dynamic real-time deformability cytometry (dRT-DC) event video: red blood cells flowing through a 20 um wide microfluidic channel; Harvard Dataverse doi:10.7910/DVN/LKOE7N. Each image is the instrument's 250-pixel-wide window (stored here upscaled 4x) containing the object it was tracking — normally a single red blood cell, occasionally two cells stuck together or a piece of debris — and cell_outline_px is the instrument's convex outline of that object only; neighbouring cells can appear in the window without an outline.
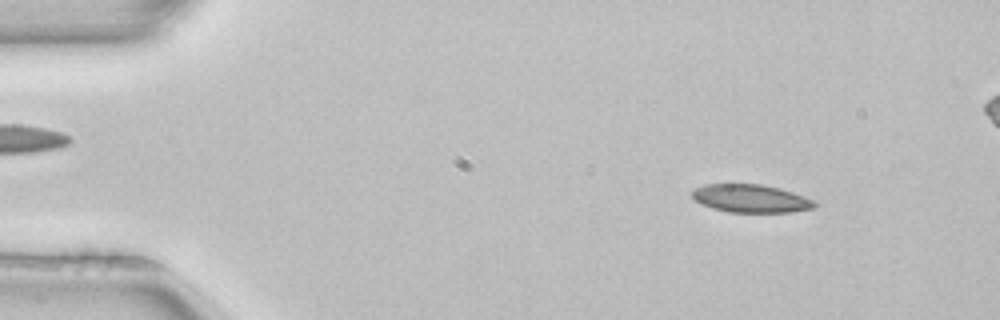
{"species": "common noctule bat (a hibernating species)", "species_latin": "Nyctalus noctula", "temperature_condition": "room temperature", "stored_images_in_passage": 52, "camera_frame_rate_fps": 3000, "um_per_image_px": 0.085, "animal": {"sex": "female", "body_mass_g": 22.7, "forearm_length_mm": 54.2}, "frame": {"image": 1, "passage_image": 6, "time_ms": 1.667, "image_size_px": [1000, 320], "cell_outline_px": [[816, 204], [812, 208], [792, 212], [728, 212], [712, 208], [696, 200], [692, 196], [692, 192], [696, 188], [708, 184], [764, 184], [780, 188], [804, 196], [812, 200]], "centroid_in_image_um": [63.83, 16.87], "position_along_channel_um": 21.2, "area_um2": 19.77}}
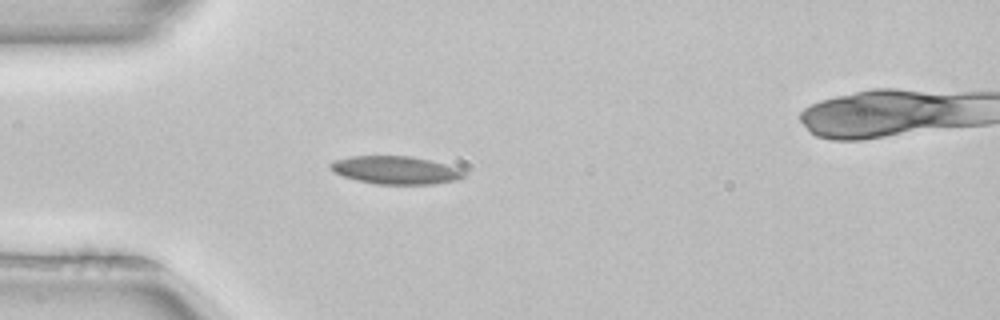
{"frame": {"image": 2, "passage_image": 14, "time_ms": 4.333, "image_size_px": [1000, 320], "cell_outline_px": [[464, 176], [456, 180], [432, 184], [376, 184], [356, 180], [344, 176], [328, 168], [328, 164], [332, 160], [348, 156], [412, 156], [444, 164], [456, 168], [464, 172]], "centroid_in_image_um": [33.54, 14.45], "position_along_channel_um": 51.5, "area_um2": 21.62}}
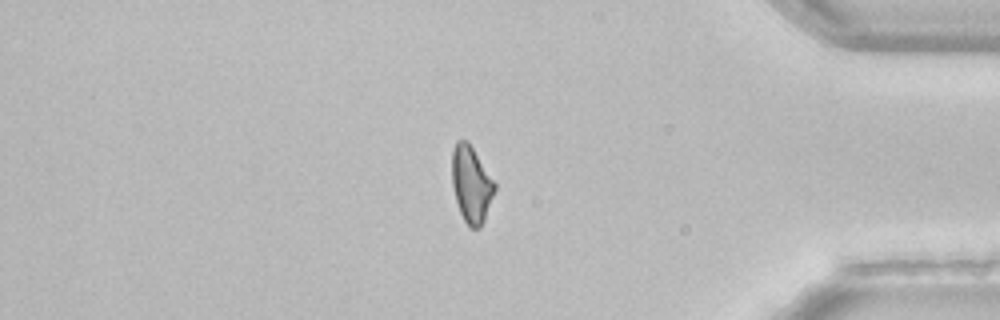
{"frame": {"image": 3, "passage_image": 43, "time_ms": 14.0, "image_size_px": [1000, 320], "cell_outline_px": [[496, 188], [484, 220], [480, 228], [472, 228], [464, 220], [460, 212], [456, 200], [452, 184], [452, 148], [456, 140], [468, 140], [496, 180]], "centroid_in_image_um": [40.08, 15.6], "position_along_channel_um": 395.1, "area_um2": 19.36}}